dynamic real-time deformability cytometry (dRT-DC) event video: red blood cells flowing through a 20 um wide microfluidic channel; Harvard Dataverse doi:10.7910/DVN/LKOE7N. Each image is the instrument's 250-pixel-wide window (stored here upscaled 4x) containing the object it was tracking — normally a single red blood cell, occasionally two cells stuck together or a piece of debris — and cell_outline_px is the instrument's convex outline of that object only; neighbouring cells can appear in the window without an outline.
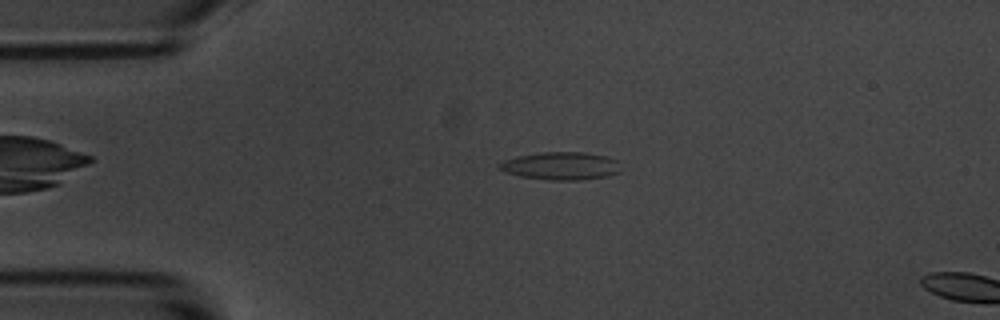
{"species": "common noctule bat (a hibernating species)", "species_latin": "Nyctalus noctula", "temperature_condition": "room temperature", "stored_images_in_passage": 2, "camera_frame_rate_fps": 3000, "um_per_image_px": 0.085, "animal": {"sex": "male", "body_mass_g": 20.1, "forearm_length_mm": 53.5}, "frame": {"image": 1, "passage_image": 1, "time_ms": 0.0, "image_size_px": [1000, 320], "cell_outline_px": [[620, 172], [608, 176], [584, 180], [548, 180], [520, 176], [504, 172], [496, 168], [496, 164], [504, 160], [516, 156], [540, 152], [584, 152], [604, 156], [616, 160]], "centroid_in_image_um": [47.61, 14.11], "position_along_channel_um": 37.4, "area_um2": 19.88}}